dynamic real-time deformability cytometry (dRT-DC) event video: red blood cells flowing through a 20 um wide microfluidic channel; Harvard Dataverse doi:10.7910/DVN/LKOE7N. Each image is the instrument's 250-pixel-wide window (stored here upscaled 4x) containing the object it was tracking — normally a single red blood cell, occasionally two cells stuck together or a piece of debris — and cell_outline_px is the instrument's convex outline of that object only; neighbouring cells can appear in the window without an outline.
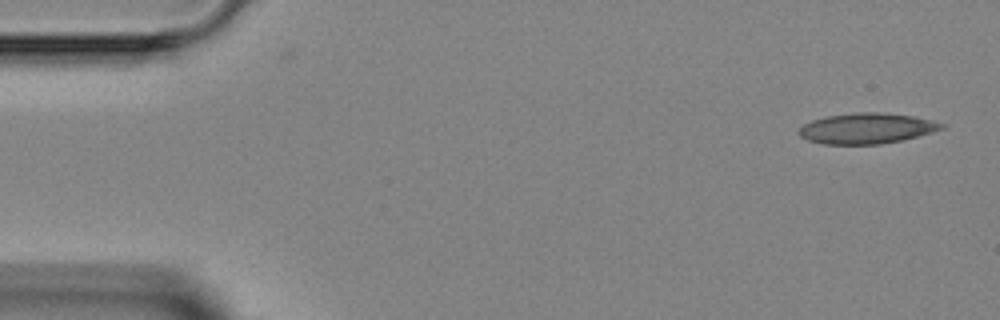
{"species": "Egyptian fruit bat (a non-hibernating species)", "species_latin": "Rousettus aegyptiacus", "temperature_condition": "room temperature", "stored_images_in_passage": 3, "camera_frame_rate_fps": 3000, "um_per_image_px": 0.085, "animal": {"sex": "female"}, "frame": {"image": 1, "passage_image": 1, "time_ms": 0.0, "image_size_px": [1000, 320], "cell_outline_px": [[948, 124], [944, 128], [932, 132], [904, 140], [880, 144], [824, 144], [808, 140], [800, 136], [796, 132], [804, 124], [812, 120], [828, 116], [856, 112], [880, 112], [912, 116]], "centroid_in_image_um": [73.68, 10.91], "position_along_channel_um": 11.3, "area_um2": 25.43}}
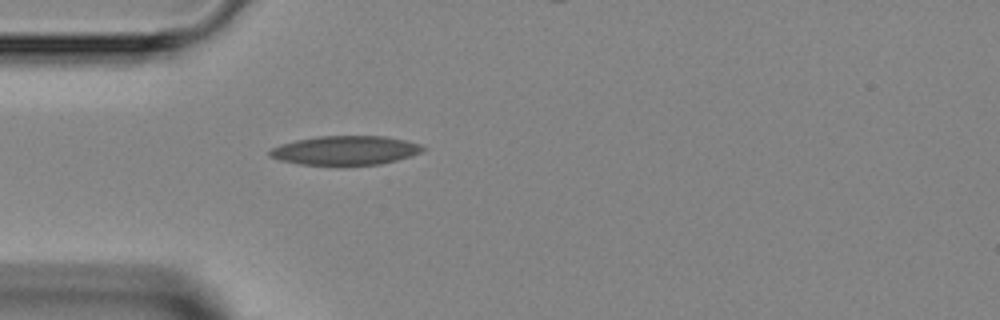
{"frame": {"image": 2, "passage_image": 3, "time_ms": 3.667, "image_size_px": [1000, 320], "cell_outline_px": [[428, 148], [412, 156], [380, 164], [300, 164], [280, 160], [268, 156], [268, 152], [272, 148], [280, 144], [296, 140], [320, 136], [384, 136], [424, 144]], "centroid_in_image_um": [29.39, 12.77], "position_along_channel_um": 55.6, "area_um2": 25.78}}